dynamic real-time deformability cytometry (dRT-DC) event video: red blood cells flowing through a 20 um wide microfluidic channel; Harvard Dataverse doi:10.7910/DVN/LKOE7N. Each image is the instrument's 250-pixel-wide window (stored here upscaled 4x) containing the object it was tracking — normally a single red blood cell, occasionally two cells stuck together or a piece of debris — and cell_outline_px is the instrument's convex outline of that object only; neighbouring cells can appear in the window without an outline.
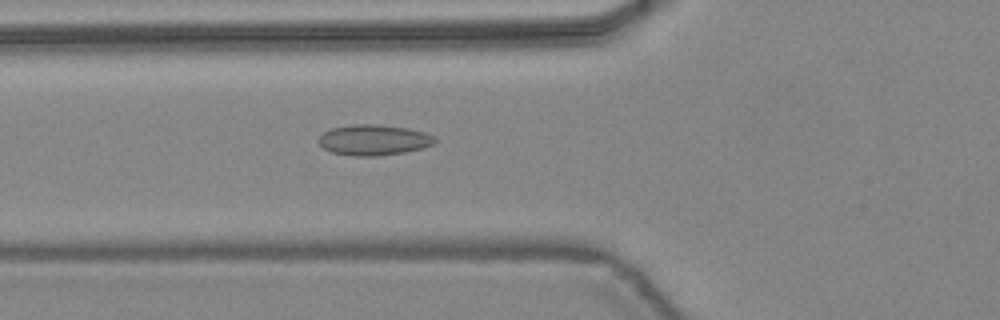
{"species": "common noctule bat (a hibernating species)", "species_latin": "Nyctalus noctula", "temperature_condition": "warm", "stored_images_in_passage": 34, "camera_frame_rate_fps": 3000, "um_per_image_px": 0.085, "animal": {"sex": "female", "body_mass_g": 24.6, "forearm_length_mm": 56.2}, "frame": {"image": 1, "passage_image": 17, "time_ms": 5.333, "image_size_px": [1000, 320], "cell_outline_px": [[436, 144], [424, 148], [404, 152], [376, 156], [352, 156], [332, 152], [324, 148], [316, 140], [324, 132], [332, 128], [352, 124], [376, 124], [408, 128], [424, 132], [432, 136], [436, 140]], "centroid_in_image_um": [31.77, 11.9], "position_along_channel_um": 94.0, "area_um2": 20.81}}
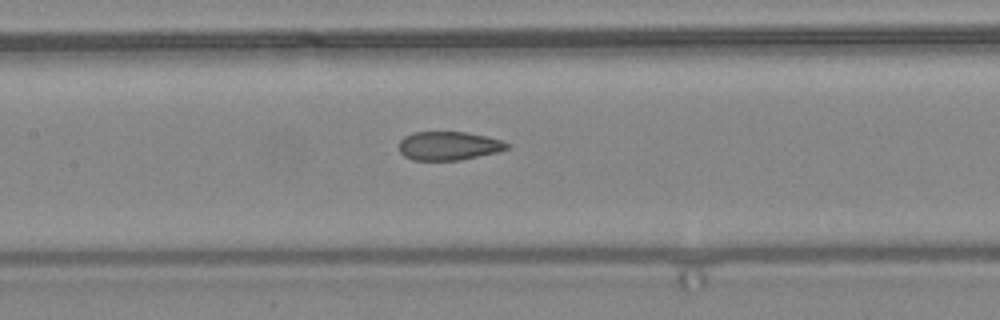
{"frame": {"image": 2, "passage_image": 22, "time_ms": 7.0, "image_size_px": [1000, 320], "cell_outline_px": [[512, 144], [508, 148], [500, 152], [460, 160], [412, 160], [404, 156], [400, 152], [400, 140], [404, 136], [412, 132], [464, 132], [488, 136], [504, 140]], "centroid_in_image_um": [38.19, 12.39], "position_along_channel_um": 169.2, "area_um2": 18.32}}
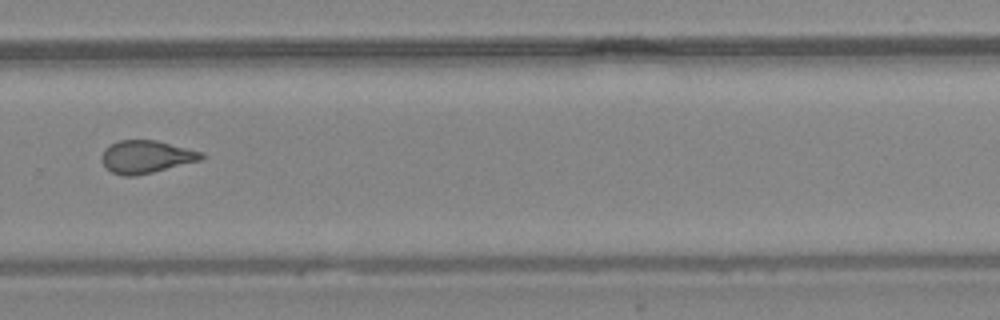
{"frame": {"image": 3, "passage_image": 32, "time_ms": 10.333, "image_size_px": [1000, 320], "cell_outline_px": [[204, 160], [136, 176], [124, 176], [112, 172], [100, 160], [100, 156], [104, 148], [120, 140], [156, 140], [204, 152]], "centroid_in_image_um": [12.45, 13.33], "position_along_channel_um": 317.3, "area_um2": 19.19}}